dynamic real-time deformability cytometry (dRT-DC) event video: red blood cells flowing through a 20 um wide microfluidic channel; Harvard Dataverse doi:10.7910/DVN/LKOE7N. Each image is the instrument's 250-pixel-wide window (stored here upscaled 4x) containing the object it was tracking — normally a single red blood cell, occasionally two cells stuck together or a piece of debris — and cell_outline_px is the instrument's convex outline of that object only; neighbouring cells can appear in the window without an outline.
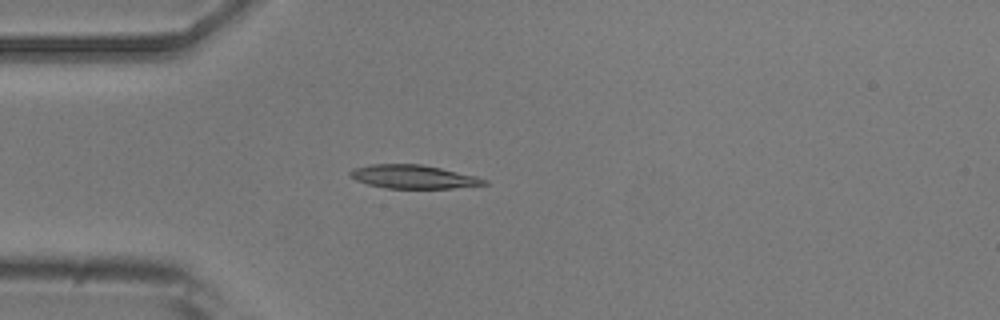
{"species": "common noctule bat (a hibernating species)", "species_latin": "Nyctalus noctula", "temperature_condition": "room temperature", "stored_images_in_passage": 4, "camera_frame_rate_fps": 3000, "um_per_image_px": 0.085, "animal": {"sex": "male", "body_mass_g": 20.5, "forearm_length_mm": 52.5}, "frame": {"image": 1, "passage_image": 4, "time_ms": 3.333, "image_size_px": [1000, 320], "cell_outline_px": [[488, 184], [452, 188], [384, 188], [368, 184], [356, 180], [348, 176], [348, 172], [352, 168], [372, 164], [420, 164], [440, 168], [476, 176], [488, 180]], "centroid_in_image_um": [35.09, 15.02], "position_along_channel_um": 49.9, "area_um2": 18.38}}